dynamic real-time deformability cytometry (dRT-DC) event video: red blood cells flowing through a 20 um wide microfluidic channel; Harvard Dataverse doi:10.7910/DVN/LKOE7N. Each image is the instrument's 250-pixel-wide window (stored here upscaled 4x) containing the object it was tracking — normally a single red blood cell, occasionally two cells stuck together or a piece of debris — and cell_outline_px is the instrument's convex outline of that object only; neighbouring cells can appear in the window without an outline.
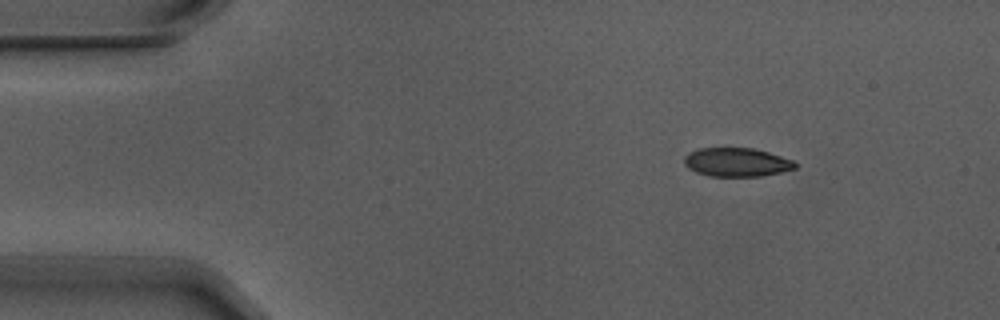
{"species": "Egyptian fruit bat (a non-hibernating species)", "species_latin": "Rousettus aegyptiacus", "temperature_condition": "warm", "stored_images_in_passage": 7, "camera_frame_rate_fps": 3000, "um_per_image_px": 0.085, "animal": {"sex": "male"}, "frame": {"image": 1, "passage_image": 2, "time_ms": 0.333, "image_size_px": [1000, 320], "cell_outline_px": [[796, 168], [780, 172], [760, 176], [708, 176], [696, 172], [688, 168], [684, 164], [684, 156], [688, 152], [700, 148], [752, 148], [768, 152], [792, 160], [796, 164]], "centroid_in_image_um": [62.57, 13.79], "position_along_channel_um": 22.4, "area_um2": 18.5}}
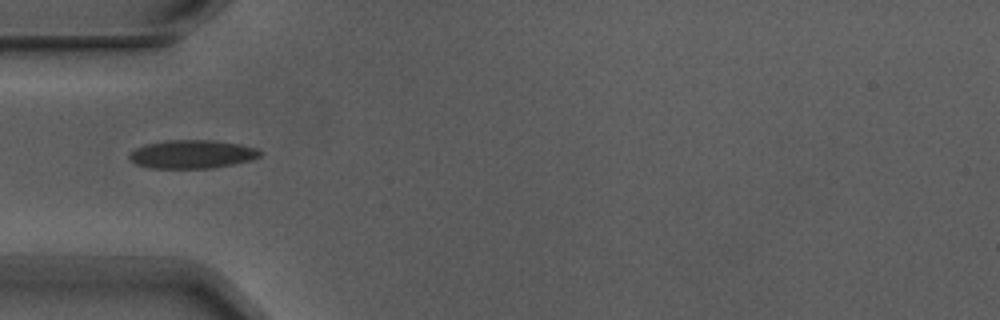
{"frame": {"image": 2, "passage_image": 5, "time_ms": 1.333, "image_size_px": [1000, 320], "cell_outline_px": [[264, 152], [260, 156], [252, 160], [212, 168], [152, 168], [136, 164], [128, 156], [128, 152], [136, 148], [148, 144], [168, 140], [212, 140], [240, 144], [256, 148]], "centroid_in_image_um": [16.35, 13.11], "position_along_channel_um": 68.6, "area_um2": 21.62}}
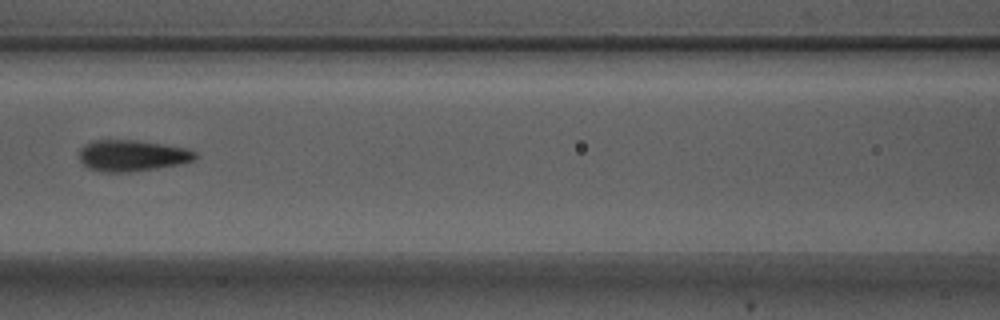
{"frame": {"image": 3, "passage_image": 7, "time_ms": 2.0, "image_size_px": [1000, 320], "cell_outline_px": [[200, 156], [192, 160], [180, 164], [156, 168], [128, 172], [104, 172], [88, 168], [80, 160], [80, 148], [84, 144], [92, 140], [132, 140], [188, 148], [196, 152]], "centroid_in_image_um": [11.23, 13.22], "position_along_channel_um": 155.4, "area_um2": 21.04}}